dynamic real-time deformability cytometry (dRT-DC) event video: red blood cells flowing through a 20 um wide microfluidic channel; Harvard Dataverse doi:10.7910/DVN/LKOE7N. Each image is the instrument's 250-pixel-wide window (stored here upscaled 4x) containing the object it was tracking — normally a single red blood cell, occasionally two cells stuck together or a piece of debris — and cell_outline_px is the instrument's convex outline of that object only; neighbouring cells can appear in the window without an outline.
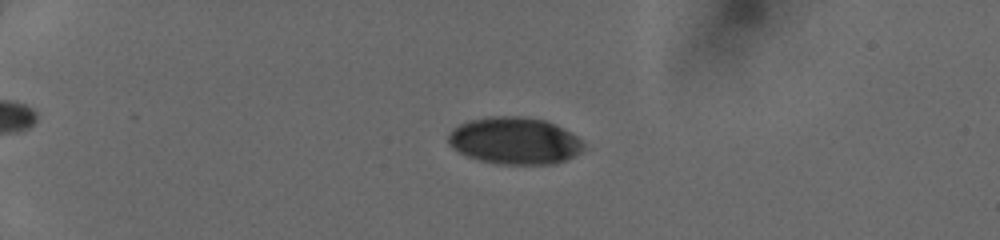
{"species": "human", "species_latin": "Homo sapiens", "temperature_condition": "cold", "stored_images_in_passage": 51, "camera_frame_rate_fps": 3000, "um_per_image_px": 0.085, "donor": {"sex": "female"}, "frame": {"image": 1, "passage_image": 14, "time_ms": 4.333, "image_size_px": [1000, 240], "cell_outline_px": [[584, 148], [580, 152], [556, 164], [496, 164], [480, 160], [468, 156], [452, 148], [448, 144], [448, 136], [452, 128], [468, 120], [488, 116], [520, 116], [544, 120], [576, 136], [584, 144]], "centroid_in_image_um": [43.69, 11.96], "position_along_channel_um": 41.3, "area_um2": 36.88}}
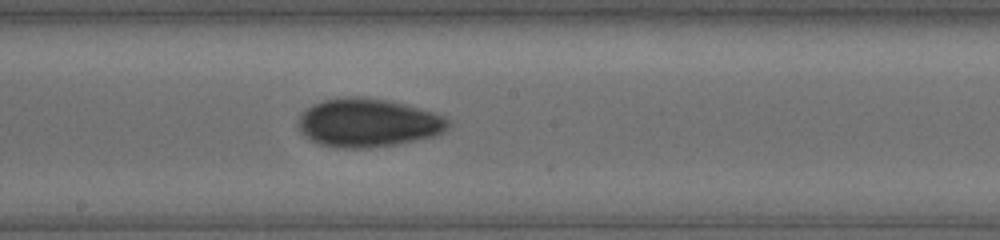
{"frame": {"image": 2, "passage_image": 31, "time_ms": 10.0, "image_size_px": [1000, 240], "cell_outline_px": [[448, 128], [444, 132], [432, 136], [396, 144], [368, 148], [336, 148], [320, 144], [312, 140], [300, 132], [300, 116], [312, 104], [324, 100], [344, 96], [364, 96], [388, 100], [404, 104], [432, 112], [444, 116], [448, 120]], "centroid_in_image_um": [31.27, 10.43], "position_along_channel_um": 216.9, "area_um2": 42.08}}
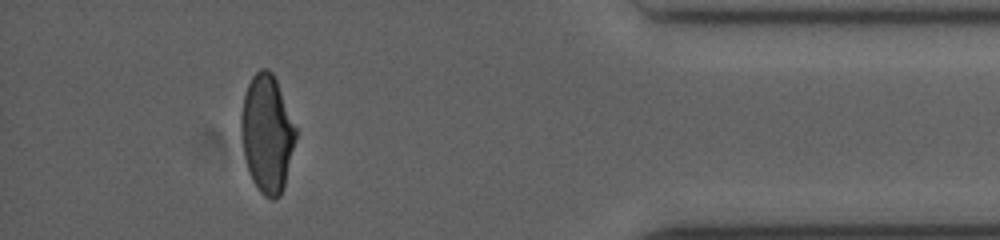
{"frame": {"image": 3, "passage_image": 47, "time_ms": 15.333, "image_size_px": [1000, 240], "cell_outline_px": [[296, 140], [284, 188], [280, 196], [276, 200], [272, 200], [264, 196], [260, 192], [252, 180], [244, 156], [240, 136], [240, 120], [244, 96], [248, 84], [252, 76], [260, 68], [268, 68], [272, 72], [276, 80], [296, 128]], "centroid_in_image_um": [22.69, 11.39], "position_along_channel_um": 412.5, "area_um2": 37.63}}